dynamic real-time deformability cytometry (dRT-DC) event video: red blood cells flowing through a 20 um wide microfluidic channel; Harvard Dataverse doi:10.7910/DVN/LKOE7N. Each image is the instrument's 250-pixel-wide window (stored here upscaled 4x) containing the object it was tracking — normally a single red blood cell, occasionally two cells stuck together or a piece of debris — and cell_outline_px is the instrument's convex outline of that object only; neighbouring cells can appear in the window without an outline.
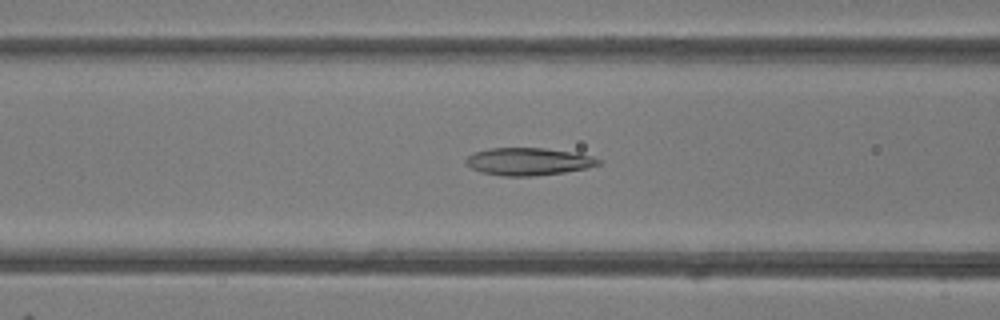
{"species": "common noctule bat (a hibernating species)", "species_latin": "Nyctalus noctula", "temperature_condition": "room temperature", "stored_images_in_passage": 48, "camera_frame_rate_fps": 3000, "um_per_image_px": 0.085, "animal": {"sex": "female"}, "frame": {"image": 1, "passage_image": 20, "time_ms": 6.333, "image_size_px": [1000, 320], "cell_outline_px": [[604, 160], [600, 164], [588, 168], [564, 172], [536, 176], [500, 176], [480, 172], [472, 168], [464, 160], [472, 152], [488, 148], [544, 148], [592, 156]], "centroid_in_image_um": [44.9, 13.73], "position_along_channel_um": 121.7, "area_um2": 21.33}}
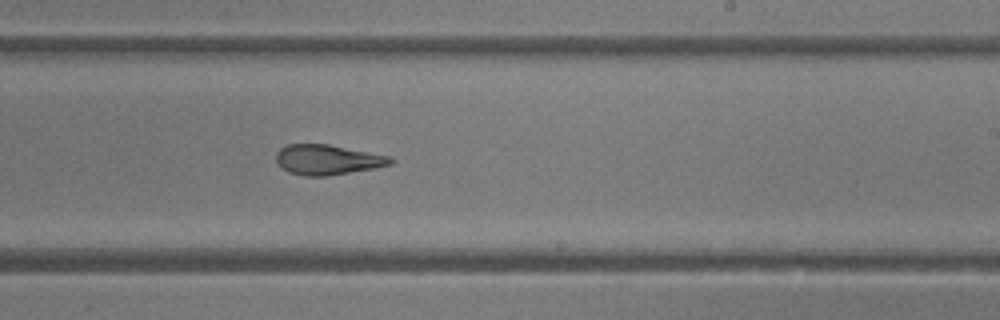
{"frame": {"image": 2, "passage_image": 30, "time_ms": 9.667, "image_size_px": [1000, 320], "cell_outline_px": [[396, 160], [392, 164], [376, 168], [328, 176], [304, 176], [288, 172], [276, 160], [276, 152], [280, 148], [288, 144], [328, 144], [392, 156]], "centroid_in_image_um": [27.89, 13.57], "position_along_channel_um": 261.1, "area_um2": 20.23}}
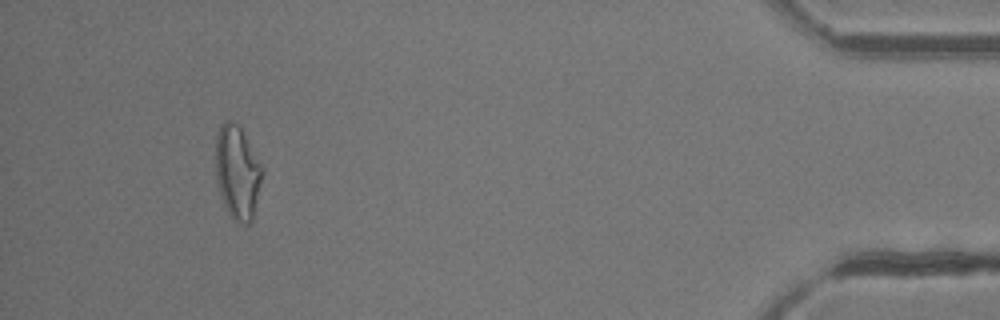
{"frame": {"image": 3, "passage_image": 46, "time_ms": 15.0, "image_size_px": [1000, 320], "cell_outline_px": [[264, 172], [252, 220], [248, 224], [236, 224], [232, 220], [224, 204], [216, 180], [216, 136], [220, 124], [224, 120], [228, 120], [236, 124], [240, 128], [264, 168]], "centroid_in_image_um": [20.18, 14.68], "position_along_channel_um": 415.0, "area_um2": 25.49}}